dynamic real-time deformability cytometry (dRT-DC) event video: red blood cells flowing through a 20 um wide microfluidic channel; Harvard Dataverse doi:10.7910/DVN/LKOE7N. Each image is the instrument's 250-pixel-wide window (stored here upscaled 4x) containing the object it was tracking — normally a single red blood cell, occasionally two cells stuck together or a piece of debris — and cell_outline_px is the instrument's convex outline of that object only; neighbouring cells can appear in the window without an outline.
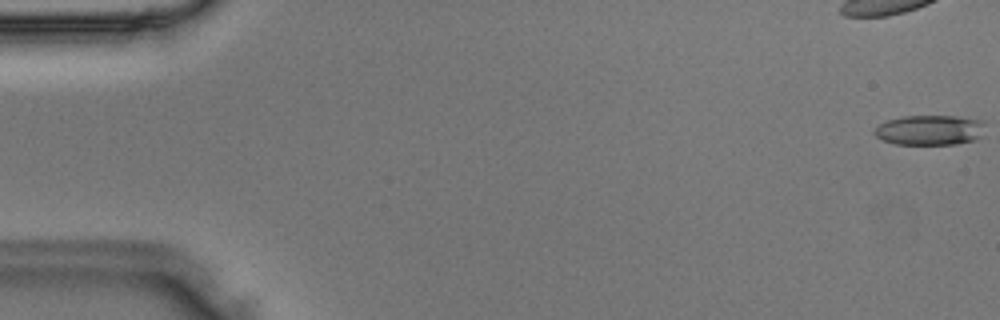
{"species": "Egyptian fruit bat (a non-hibernating species)", "species_latin": "Rousettus aegyptiacus", "temperature_condition": "room temperature", "stored_images_in_passage": 48, "camera_frame_rate_fps": 3000, "um_per_image_px": 0.085, "animal": {"sex": "male"}, "frame": {"image": 1, "passage_image": 1, "time_ms": 0.0, "image_size_px": [1000, 320], "cell_outline_px": [[984, 136], [976, 140], [956, 144], [896, 144], [884, 140], [876, 136], [872, 132], [880, 124], [888, 120], [904, 116], [956, 116], [984, 120]], "centroid_in_image_um": [79.1, 11.06], "position_along_channel_um": 5.9, "area_um2": 19.54}}